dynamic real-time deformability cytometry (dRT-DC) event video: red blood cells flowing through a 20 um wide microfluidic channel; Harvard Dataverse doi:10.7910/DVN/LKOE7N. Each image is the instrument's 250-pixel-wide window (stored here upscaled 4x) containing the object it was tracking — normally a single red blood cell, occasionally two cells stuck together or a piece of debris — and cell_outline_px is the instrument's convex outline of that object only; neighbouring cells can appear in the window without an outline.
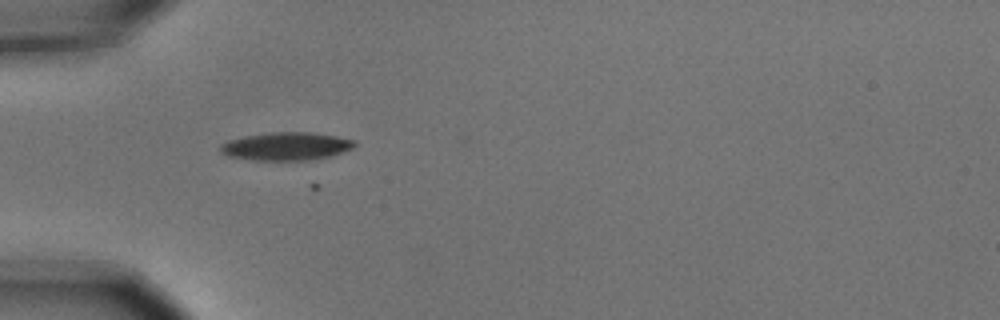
{"species": "common noctule bat (a hibernating species)", "species_latin": "Nyctalus noctula", "temperature_condition": "cold", "stored_images_in_passage": 7, "camera_frame_rate_fps": 3000, "um_per_image_px": 0.085, "animal": {"sex": "male", "body_mass_g": 15.6}, "frame": {"image": 1, "passage_image": 6, "time_ms": 1.667, "image_size_px": [1000, 320], "cell_outline_px": [[356, 144], [352, 148], [328, 156], [312, 160], [252, 160], [228, 156], [220, 152], [220, 144], [228, 140], [248, 136], [272, 132], [308, 132], [336, 136], [356, 140]], "centroid_in_image_um": [24.31, 12.43], "position_along_channel_um": 60.7, "area_um2": 21.73}}